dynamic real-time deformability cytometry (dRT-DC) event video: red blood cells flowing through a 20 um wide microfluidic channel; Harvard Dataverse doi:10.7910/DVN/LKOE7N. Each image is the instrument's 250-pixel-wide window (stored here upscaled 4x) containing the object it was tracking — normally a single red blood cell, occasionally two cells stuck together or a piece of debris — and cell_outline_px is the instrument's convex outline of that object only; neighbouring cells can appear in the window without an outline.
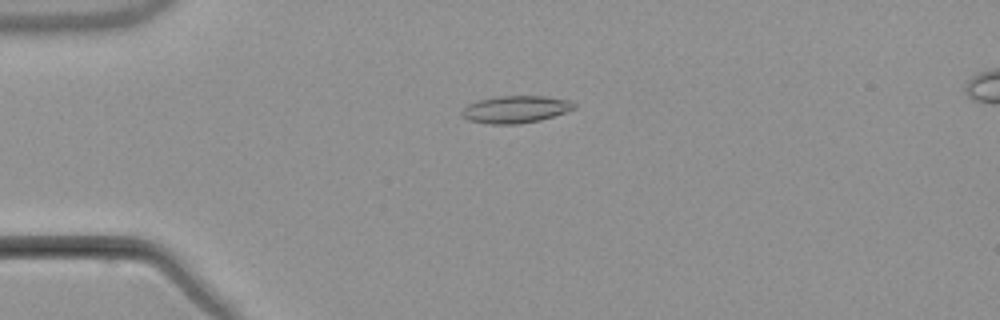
{"species": "common noctule bat (a hibernating species)", "species_latin": "Nyctalus noctula", "temperature_condition": "warm", "stored_images_in_passage": 4, "camera_frame_rate_fps": 3000, "um_per_image_px": 0.085, "animal": {"sex": "male", "body_mass_g": 21.5, "forearm_length_mm": 52.0}, "frame": {"image": 1, "passage_image": 3, "time_ms": 3.333, "image_size_px": [1000, 320], "cell_outline_px": [[576, 108], [540, 120], [520, 124], [492, 124], [468, 120], [460, 112], [468, 104], [480, 100], [500, 96], [544, 96], [568, 100], [576, 104]], "centroid_in_image_um": [43.83, 9.29], "position_along_channel_um": 41.2, "area_um2": 17.57}}